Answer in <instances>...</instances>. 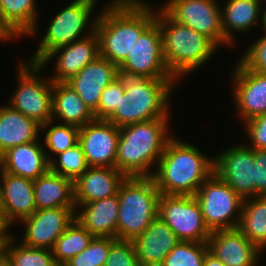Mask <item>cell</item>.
I'll list each match as a JSON object with an SVG mask.
<instances>
[{
    "label": "cell",
    "instance_id": "obj_33",
    "mask_svg": "<svg viewBox=\"0 0 266 266\" xmlns=\"http://www.w3.org/2000/svg\"><path fill=\"white\" fill-rule=\"evenodd\" d=\"M13 235L3 248L10 266H57L52 250L29 247L21 242L16 245V236Z\"/></svg>",
    "mask_w": 266,
    "mask_h": 266
},
{
    "label": "cell",
    "instance_id": "obj_12",
    "mask_svg": "<svg viewBox=\"0 0 266 266\" xmlns=\"http://www.w3.org/2000/svg\"><path fill=\"white\" fill-rule=\"evenodd\" d=\"M218 0H168L160 6L174 21L210 38L218 47L232 44L224 37Z\"/></svg>",
    "mask_w": 266,
    "mask_h": 266
},
{
    "label": "cell",
    "instance_id": "obj_16",
    "mask_svg": "<svg viewBox=\"0 0 266 266\" xmlns=\"http://www.w3.org/2000/svg\"><path fill=\"white\" fill-rule=\"evenodd\" d=\"M119 128L105 119H94L79 129V144L89 167L116 168Z\"/></svg>",
    "mask_w": 266,
    "mask_h": 266
},
{
    "label": "cell",
    "instance_id": "obj_29",
    "mask_svg": "<svg viewBox=\"0 0 266 266\" xmlns=\"http://www.w3.org/2000/svg\"><path fill=\"white\" fill-rule=\"evenodd\" d=\"M79 128L95 119L82 98L66 82H52V120Z\"/></svg>",
    "mask_w": 266,
    "mask_h": 266
},
{
    "label": "cell",
    "instance_id": "obj_9",
    "mask_svg": "<svg viewBox=\"0 0 266 266\" xmlns=\"http://www.w3.org/2000/svg\"><path fill=\"white\" fill-rule=\"evenodd\" d=\"M176 79L124 76V95L132 103L133 124L157 118H171L169 104Z\"/></svg>",
    "mask_w": 266,
    "mask_h": 266
},
{
    "label": "cell",
    "instance_id": "obj_5",
    "mask_svg": "<svg viewBox=\"0 0 266 266\" xmlns=\"http://www.w3.org/2000/svg\"><path fill=\"white\" fill-rule=\"evenodd\" d=\"M160 192L152 177H126L118 190L117 239L134 240L158 216Z\"/></svg>",
    "mask_w": 266,
    "mask_h": 266
},
{
    "label": "cell",
    "instance_id": "obj_30",
    "mask_svg": "<svg viewBox=\"0 0 266 266\" xmlns=\"http://www.w3.org/2000/svg\"><path fill=\"white\" fill-rule=\"evenodd\" d=\"M237 229L262 253L266 248V195L243 200ZM264 250V251H263Z\"/></svg>",
    "mask_w": 266,
    "mask_h": 266
},
{
    "label": "cell",
    "instance_id": "obj_28",
    "mask_svg": "<svg viewBox=\"0 0 266 266\" xmlns=\"http://www.w3.org/2000/svg\"><path fill=\"white\" fill-rule=\"evenodd\" d=\"M36 210L49 208H76L74 182L50 169L33 180Z\"/></svg>",
    "mask_w": 266,
    "mask_h": 266
},
{
    "label": "cell",
    "instance_id": "obj_14",
    "mask_svg": "<svg viewBox=\"0 0 266 266\" xmlns=\"http://www.w3.org/2000/svg\"><path fill=\"white\" fill-rule=\"evenodd\" d=\"M76 208H49L36 210L22 219L25 231L21 243L33 247L52 250L59 236L75 219Z\"/></svg>",
    "mask_w": 266,
    "mask_h": 266
},
{
    "label": "cell",
    "instance_id": "obj_11",
    "mask_svg": "<svg viewBox=\"0 0 266 266\" xmlns=\"http://www.w3.org/2000/svg\"><path fill=\"white\" fill-rule=\"evenodd\" d=\"M118 68L120 76L175 79L166 67L160 28L155 20L140 34Z\"/></svg>",
    "mask_w": 266,
    "mask_h": 266
},
{
    "label": "cell",
    "instance_id": "obj_36",
    "mask_svg": "<svg viewBox=\"0 0 266 266\" xmlns=\"http://www.w3.org/2000/svg\"><path fill=\"white\" fill-rule=\"evenodd\" d=\"M117 239L94 237L89 246L70 259L65 266H104L111 245Z\"/></svg>",
    "mask_w": 266,
    "mask_h": 266
},
{
    "label": "cell",
    "instance_id": "obj_8",
    "mask_svg": "<svg viewBox=\"0 0 266 266\" xmlns=\"http://www.w3.org/2000/svg\"><path fill=\"white\" fill-rule=\"evenodd\" d=\"M210 232L238 227L243 200L214 172L194 195Z\"/></svg>",
    "mask_w": 266,
    "mask_h": 266
},
{
    "label": "cell",
    "instance_id": "obj_31",
    "mask_svg": "<svg viewBox=\"0 0 266 266\" xmlns=\"http://www.w3.org/2000/svg\"><path fill=\"white\" fill-rule=\"evenodd\" d=\"M94 236L85 229L75 218L59 236L52 248V253L57 265H64L86 249Z\"/></svg>",
    "mask_w": 266,
    "mask_h": 266
},
{
    "label": "cell",
    "instance_id": "obj_49",
    "mask_svg": "<svg viewBox=\"0 0 266 266\" xmlns=\"http://www.w3.org/2000/svg\"><path fill=\"white\" fill-rule=\"evenodd\" d=\"M0 214H3V210H2V200H1V190H0Z\"/></svg>",
    "mask_w": 266,
    "mask_h": 266
},
{
    "label": "cell",
    "instance_id": "obj_38",
    "mask_svg": "<svg viewBox=\"0 0 266 266\" xmlns=\"http://www.w3.org/2000/svg\"><path fill=\"white\" fill-rule=\"evenodd\" d=\"M104 266H140L133 240L117 239L110 247Z\"/></svg>",
    "mask_w": 266,
    "mask_h": 266
},
{
    "label": "cell",
    "instance_id": "obj_43",
    "mask_svg": "<svg viewBox=\"0 0 266 266\" xmlns=\"http://www.w3.org/2000/svg\"><path fill=\"white\" fill-rule=\"evenodd\" d=\"M12 228L5 222L3 214H0V239H9Z\"/></svg>",
    "mask_w": 266,
    "mask_h": 266
},
{
    "label": "cell",
    "instance_id": "obj_34",
    "mask_svg": "<svg viewBox=\"0 0 266 266\" xmlns=\"http://www.w3.org/2000/svg\"><path fill=\"white\" fill-rule=\"evenodd\" d=\"M55 157L49 162L50 170L58 175L71 179L73 182L89 168L79 143L57 154Z\"/></svg>",
    "mask_w": 266,
    "mask_h": 266
},
{
    "label": "cell",
    "instance_id": "obj_42",
    "mask_svg": "<svg viewBox=\"0 0 266 266\" xmlns=\"http://www.w3.org/2000/svg\"><path fill=\"white\" fill-rule=\"evenodd\" d=\"M128 100V96L123 95V102L105 120L118 128L133 124L132 103Z\"/></svg>",
    "mask_w": 266,
    "mask_h": 266
},
{
    "label": "cell",
    "instance_id": "obj_21",
    "mask_svg": "<svg viewBox=\"0 0 266 266\" xmlns=\"http://www.w3.org/2000/svg\"><path fill=\"white\" fill-rule=\"evenodd\" d=\"M126 176L112 167H89L74 181L75 205H83L118 194Z\"/></svg>",
    "mask_w": 266,
    "mask_h": 266
},
{
    "label": "cell",
    "instance_id": "obj_20",
    "mask_svg": "<svg viewBox=\"0 0 266 266\" xmlns=\"http://www.w3.org/2000/svg\"><path fill=\"white\" fill-rule=\"evenodd\" d=\"M0 190L3 218L10 227L36 211L33 180L0 171Z\"/></svg>",
    "mask_w": 266,
    "mask_h": 266
},
{
    "label": "cell",
    "instance_id": "obj_32",
    "mask_svg": "<svg viewBox=\"0 0 266 266\" xmlns=\"http://www.w3.org/2000/svg\"><path fill=\"white\" fill-rule=\"evenodd\" d=\"M43 129L46 131L43 146L49 162L54 156L72 148L79 142L80 128L77 126L50 120L46 124L41 125V133L43 132Z\"/></svg>",
    "mask_w": 266,
    "mask_h": 266
},
{
    "label": "cell",
    "instance_id": "obj_45",
    "mask_svg": "<svg viewBox=\"0 0 266 266\" xmlns=\"http://www.w3.org/2000/svg\"><path fill=\"white\" fill-rule=\"evenodd\" d=\"M0 266H10L9 262L7 261V253L4 250L0 254Z\"/></svg>",
    "mask_w": 266,
    "mask_h": 266
},
{
    "label": "cell",
    "instance_id": "obj_17",
    "mask_svg": "<svg viewBox=\"0 0 266 266\" xmlns=\"http://www.w3.org/2000/svg\"><path fill=\"white\" fill-rule=\"evenodd\" d=\"M99 55L98 36L93 32L85 38L53 50L39 64L45 69L49 62L55 60L54 73L49 79L53 83L67 82Z\"/></svg>",
    "mask_w": 266,
    "mask_h": 266
},
{
    "label": "cell",
    "instance_id": "obj_35",
    "mask_svg": "<svg viewBox=\"0 0 266 266\" xmlns=\"http://www.w3.org/2000/svg\"><path fill=\"white\" fill-rule=\"evenodd\" d=\"M208 252L207 242L179 241L160 266H203Z\"/></svg>",
    "mask_w": 266,
    "mask_h": 266
},
{
    "label": "cell",
    "instance_id": "obj_3",
    "mask_svg": "<svg viewBox=\"0 0 266 266\" xmlns=\"http://www.w3.org/2000/svg\"><path fill=\"white\" fill-rule=\"evenodd\" d=\"M171 118H157L119 128L116 169L126 177H151L167 142Z\"/></svg>",
    "mask_w": 266,
    "mask_h": 266
},
{
    "label": "cell",
    "instance_id": "obj_6",
    "mask_svg": "<svg viewBox=\"0 0 266 266\" xmlns=\"http://www.w3.org/2000/svg\"><path fill=\"white\" fill-rule=\"evenodd\" d=\"M97 2L98 0H73L64 9H60L48 23L46 32L44 31L45 34L39 41L36 52L29 58V62L39 64L53 50L95 32L98 14L95 16L94 10Z\"/></svg>",
    "mask_w": 266,
    "mask_h": 266
},
{
    "label": "cell",
    "instance_id": "obj_24",
    "mask_svg": "<svg viewBox=\"0 0 266 266\" xmlns=\"http://www.w3.org/2000/svg\"><path fill=\"white\" fill-rule=\"evenodd\" d=\"M118 212L119 198L117 194L83 205H76L75 218L94 237L117 239Z\"/></svg>",
    "mask_w": 266,
    "mask_h": 266
},
{
    "label": "cell",
    "instance_id": "obj_27",
    "mask_svg": "<svg viewBox=\"0 0 266 266\" xmlns=\"http://www.w3.org/2000/svg\"><path fill=\"white\" fill-rule=\"evenodd\" d=\"M41 125L10 105L0 106V156L8 149L40 140Z\"/></svg>",
    "mask_w": 266,
    "mask_h": 266
},
{
    "label": "cell",
    "instance_id": "obj_4",
    "mask_svg": "<svg viewBox=\"0 0 266 266\" xmlns=\"http://www.w3.org/2000/svg\"><path fill=\"white\" fill-rule=\"evenodd\" d=\"M155 21L160 28L166 67L177 81L207 63L218 49L206 35L174 21L161 7L155 9Z\"/></svg>",
    "mask_w": 266,
    "mask_h": 266
},
{
    "label": "cell",
    "instance_id": "obj_40",
    "mask_svg": "<svg viewBox=\"0 0 266 266\" xmlns=\"http://www.w3.org/2000/svg\"><path fill=\"white\" fill-rule=\"evenodd\" d=\"M250 140L247 146L252 149L266 150V113L244 122Z\"/></svg>",
    "mask_w": 266,
    "mask_h": 266
},
{
    "label": "cell",
    "instance_id": "obj_13",
    "mask_svg": "<svg viewBox=\"0 0 266 266\" xmlns=\"http://www.w3.org/2000/svg\"><path fill=\"white\" fill-rule=\"evenodd\" d=\"M214 173L242 199L254 197V149L237 144L214 156Z\"/></svg>",
    "mask_w": 266,
    "mask_h": 266
},
{
    "label": "cell",
    "instance_id": "obj_47",
    "mask_svg": "<svg viewBox=\"0 0 266 266\" xmlns=\"http://www.w3.org/2000/svg\"><path fill=\"white\" fill-rule=\"evenodd\" d=\"M7 241L8 239H0V254L2 253L4 245L6 244Z\"/></svg>",
    "mask_w": 266,
    "mask_h": 266
},
{
    "label": "cell",
    "instance_id": "obj_1",
    "mask_svg": "<svg viewBox=\"0 0 266 266\" xmlns=\"http://www.w3.org/2000/svg\"><path fill=\"white\" fill-rule=\"evenodd\" d=\"M154 6L141 0H109L97 12L95 32L99 54L117 66L130 53L140 34L155 20Z\"/></svg>",
    "mask_w": 266,
    "mask_h": 266
},
{
    "label": "cell",
    "instance_id": "obj_44",
    "mask_svg": "<svg viewBox=\"0 0 266 266\" xmlns=\"http://www.w3.org/2000/svg\"><path fill=\"white\" fill-rule=\"evenodd\" d=\"M203 266H225L219 259H217L212 253L208 252L204 258Z\"/></svg>",
    "mask_w": 266,
    "mask_h": 266
},
{
    "label": "cell",
    "instance_id": "obj_23",
    "mask_svg": "<svg viewBox=\"0 0 266 266\" xmlns=\"http://www.w3.org/2000/svg\"><path fill=\"white\" fill-rule=\"evenodd\" d=\"M133 242L140 266H160L179 240L174 231L157 216Z\"/></svg>",
    "mask_w": 266,
    "mask_h": 266
},
{
    "label": "cell",
    "instance_id": "obj_7",
    "mask_svg": "<svg viewBox=\"0 0 266 266\" xmlns=\"http://www.w3.org/2000/svg\"><path fill=\"white\" fill-rule=\"evenodd\" d=\"M17 86L8 105L43 125L52 120V81L41 77L40 64L19 62ZM41 72V73H40Z\"/></svg>",
    "mask_w": 266,
    "mask_h": 266
},
{
    "label": "cell",
    "instance_id": "obj_10",
    "mask_svg": "<svg viewBox=\"0 0 266 266\" xmlns=\"http://www.w3.org/2000/svg\"><path fill=\"white\" fill-rule=\"evenodd\" d=\"M158 216L174 231L179 241L208 242L211 232L194 196L160 194Z\"/></svg>",
    "mask_w": 266,
    "mask_h": 266
},
{
    "label": "cell",
    "instance_id": "obj_26",
    "mask_svg": "<svg viewBox=\"0 0 266 266\" xmlns=\"http://www.w3.org/2000/svg\"><path fill=\"white\" fill-rule=\"evenodd\" d=\"M221 4V19L224 37L234 45L236 33L245 34L261 23L264 2L261 0H225ZM223 6V7H222Z\"/></svg>",
    "mask_w": 266,
    "mask_h": 266
},
{
    "label": "cell",
    "instance_id": "obj_46",
    "mask_svg": "<svg viewBox=\"0 0 266 266\" xmlns=\"http://www.w3.org/2000/svg\"><path fill=\"white\" fill-rule=\"evenodd\" d=\"M11 41V39L5 34V32L0 28V41L1 42H7V41Z\"/></svg>",
    "mask_w": 266,
    "mask_h": 266
},
{
    "label": "cell",
    "instance_id": "obj_22",
    "mask_svg": "<svg viewBox=\"0 0 266 266\" xmlns=\"http://www.w3.org/2000/svg\"><path fill=\"white\" fill-rule=\"evenodd\" d=\"M50 169L44 146L39 140L8 149L0 156V171L35 180Z\"/></svg>",
    "mask_w": 266,
    "mask_h": 266
},
{
    "label": "cell",
    "instance_id": "obj_18",
    "mask_svg": "<svg viewBox=\"0 0 266 266\" xmlns=\"http://www.w3.org/2000/svg\"><path fill=\"white\" fill-rule=\"evenodd\" d=\"M209 252L225 266H259L261 251L237 228L211 232Z\"/></svg>",
    "mask_w": 266,
    "mask_h": 266
},
{
    "label": "cell",
    "instance_id": "obj_25",
    "mask_svg": "<svg viewBox=\"0 0 266 266\" xmlns=\"http://www.w3.org/2000/svg\"><path fill=\"white\" fill-rule=\"evenodd\" d=\"M36 1L0 0V28L12 41L31 35L33 37L39 30Z\"/></svg>",
    "mask_w": 266,
    "mask_h": 266
},
{
    "label": "cell",
    "instance_id": "obj_15",
    "mask_svg": "<svg viewBox=\"0 0 266 266\" xmlns=\"http://www.w3.org/2000/svg\"><path fill=\"white\" fill-rule=\"evenodd\" d=\"M233 102L244 122L266 113V73L248 69L240 60L233 68Z\"/></svg>",
    "mask_w": 266,
    "mask_h": 266
},
{
    "label": "cell",
    "instance_id": "obj_39",
    "mask_svg": "<svg viewBox=\"0 0 266 266\" xmlns=\"http://www.w3.org/2000/svg\"><path fill=\"white\" fill-rule=\"evenodd\" d=\"M261 37L249 45L241 55L240 61L248 68L259 73H266V30Z\"/></svg>",
    "mask_w": 266,
    "mask_h": 266
},
{
    "label": "cell",
    "instance_id": "obj_19",
    "mask_svg": "<svg viewBox=\"0 0 266 266\" xmlns=\"http://www.w3.org/2000/svg\"><path fill=\"white\" fill-rule=\"evenodd\" d=\"M119 76L118 66L99 55L66 83L75 90L86 106L94 113L99 106L104 88Z\"/></svg>",
    "mask_w": 266,
    "mask_h": 266
},
{
    "label": "cell",
    "instance_id": "obj_2",
    "mask_svg": "<svg viewBox=\"0 0 266 266\" xmlns=\"http://www.w3.org/2000/svg\"><path fill=\"white\" fill-rule=\"evenodd\" d=\"M214 156H207L195 146L172 137L166 144L151 176L160 194L194 196L214 172Z\"/></svg>",
    "mask_w": 266,
    "mask_h": 266
},
{
    "label": "cell",
    "instance_id": "obj_41",
    "mask_svg": "<svg viewBox=\"0 0 266 266\" xmlns=\"http://www.w3.org/2000/svg\"><path fill=\"white\" fill-rule=\"evenodd\" d=\"M254 197L266 195V150L254 149Z\"/></svg>",
    "mask_w": 266,
    "mask_h": 266
},
{
    "label": "cell",
    "instance_id": "obj_48",
    "mask_svg": "<svg viewBox=\"0 0 266 266\" xmlns=\"http://www.w3.org/2000/svg\"><path fill=\"white\" fill-rule=\"evenodd\" d=\"M265 6L263 7V14H262V23H266V1Z\"/></svg>",
    "mask_w": 266,
    "mask_h": 266
},
{
    "label": "cell",
    "instance_id": "obj_37",
    "mask_svg": "<svg viewBox=\"0 0 266 266\" xmlns=\"http://www.w3.org/2000/svg\"><path fill=\"white\" fill-rule=\"evenodd\" d=\"M124 76L117 77L101 93L99 106L93 113L95 119H106L123 102Z\"/></svg>",
    "mask_w": 266,
    "mask_h": 266
},
{
    "label": "cell",
    "instance_id": "obj_50",
    "mask_svg": "<svg viewBox=\"0 0 266 266\" xmlns=\"http://www.w3.org/2000/svg\"><path fill=\"white\" fill-rule=\"evenodd\" d=\"M262 29L266 30V23H262Z\"/></svg>",
    "mask_w": 266,
    "mask_h": 266
}]
</instances>
